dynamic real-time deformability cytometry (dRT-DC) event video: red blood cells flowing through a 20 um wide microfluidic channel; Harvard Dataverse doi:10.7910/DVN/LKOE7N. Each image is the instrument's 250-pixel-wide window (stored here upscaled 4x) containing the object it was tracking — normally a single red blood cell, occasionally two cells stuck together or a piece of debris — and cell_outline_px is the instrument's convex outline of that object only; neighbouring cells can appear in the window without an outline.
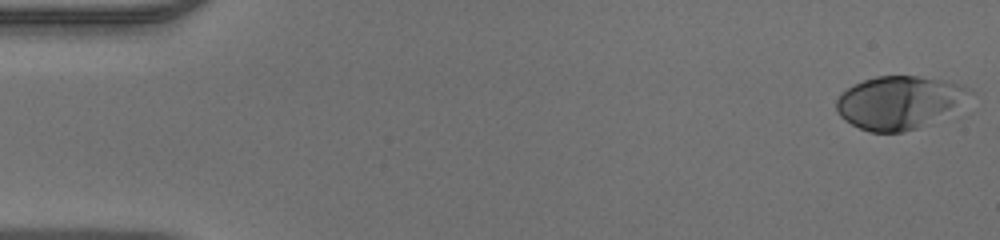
{"species": "human", "species_latin": "Homo sapiens", "temperature_condition": "warm", "stored_images_in_passage": 49, "camera_frame_rate_fps": 3000, "um_per_image_px": 0.085, "donor": {"sex": "male"}, "frame": {"image": 1, "passage_image": 1, "time_ms": 0.0, "image_size_px": [1000, 240], "cell_outline_px": [[972, 92], [948, 112], [932, 124], [904, 132], [868, 132], [844, 120], [836, 112], [836, 100], [852, 84], [876, 76], [916, 76], [948, 80], [964, 84], [972, 88]], "centroid_in_image_um": [76.42, 8.7], "position_along_channel_um": 8.6, "area_um2": 41.15}}
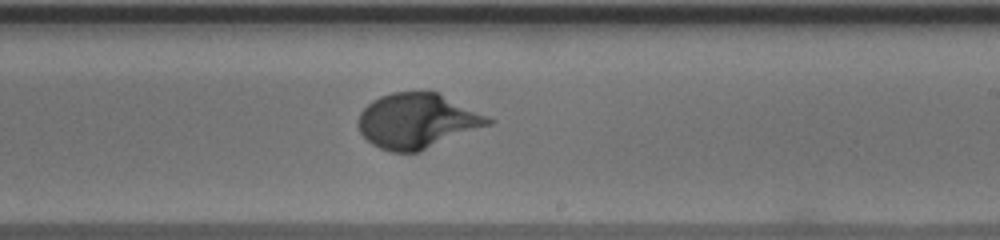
{"frame": {"image": 2, "passage_image": 29, "time_ms": 9.333, "image_size_px": [1000, 240], "cell_outline_px": [[496, 120], [492, 124], [420, 152], [392, 152], [380, 148], [372, 144], [360, 132], [360, 112], [372, 100], [380, 96], [392, 92], [440, 92]], "centroid_in_image_um": [35.52, 10.28], "position_along_channel_um": 253.5, "area_um2": 41.67}}
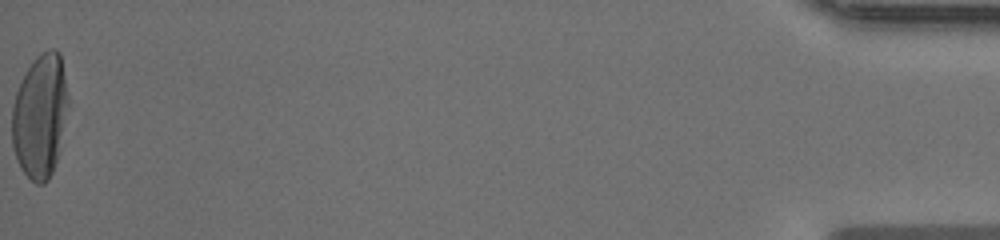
{"frame": {"image": 3, "passage_image": 49, "time_ms": 16.0, "image_size_px": [1000, 240], "cell_outline_px": [[68, 104], [56, 160], [52, 172], [48, 180], [44, 184], [36, 184], [20, 168], [16, 160], [12, 144], [12, 108], [16, 92], [28, 68], [36, 56], [48, 48], [56, 48], [60, 52], [68, 96]], "centroid_in_image_um": [3.39, 9.84], "position_along_channel_um": 431.8, "area_um2": 40.29}}